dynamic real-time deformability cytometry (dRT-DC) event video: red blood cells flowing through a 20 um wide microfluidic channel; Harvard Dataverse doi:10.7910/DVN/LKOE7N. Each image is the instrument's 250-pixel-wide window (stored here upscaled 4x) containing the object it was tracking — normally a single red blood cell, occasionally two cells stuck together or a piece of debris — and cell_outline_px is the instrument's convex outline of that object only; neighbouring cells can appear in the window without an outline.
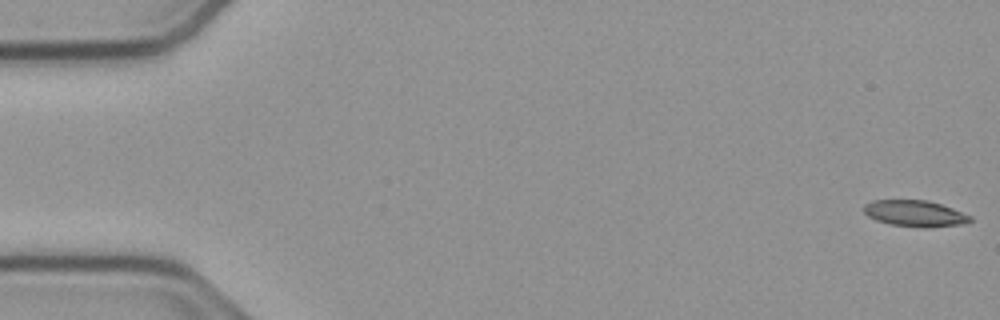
{"species": "common noctule bat (a hibernating species)", "species_latin": "Nyctalus noctula", "temperature_condition": "cold", "stored_images_in_passage": 54, "camera_frame_rate_fps": 3000, "um_per_image_px": 0.085, "animal": {"sex": "male", "body_mass_g": 23.1, "forearm_length_mm": 52.7}, "frame": {"image": 1, "passage_image": 1, "time_ms": 0.0, "image_size_px": [1000, 320], "cell_outline_px": [[972, 220], [968, 224], [928, 228], [924, 228], [892, 224], [876, 220], [868, 216], [864, 212], [864, 204], [872, 200], [924, 200], [940, 204], [952, 208], [972, 216]], "centroid_in_image_um": [77.81, 18.15], "position_along_channel_um": 7.2, "area_um2": 16.36}}
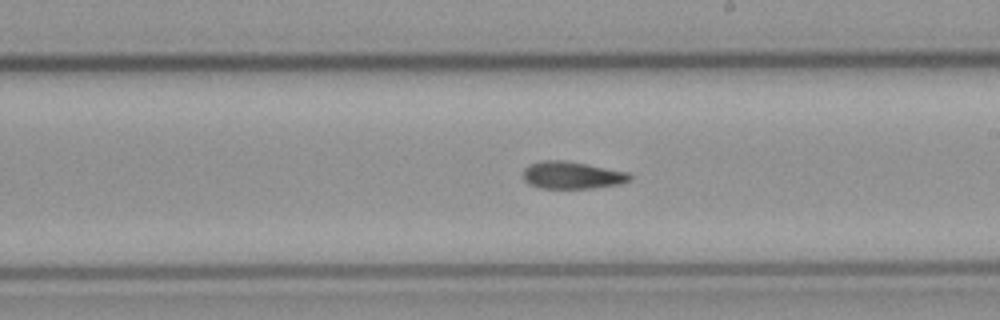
{"frame": {"image": 2, "passage_image": 31, "time_ms": 10.0, "image_size_px": [1000, 320], "cell_outline_px": [[632, 180], [620, 184], [592, 188], [540, 188], [528, 184], [524, 180], [524, 168], [532, 164], [544, 160], [564, 160], [628, 172], [632, 176]], "centroid_in_image_um": [48.64, 14.9], "position_along_channel_um": 240.4, "area_um2": 16.88}}
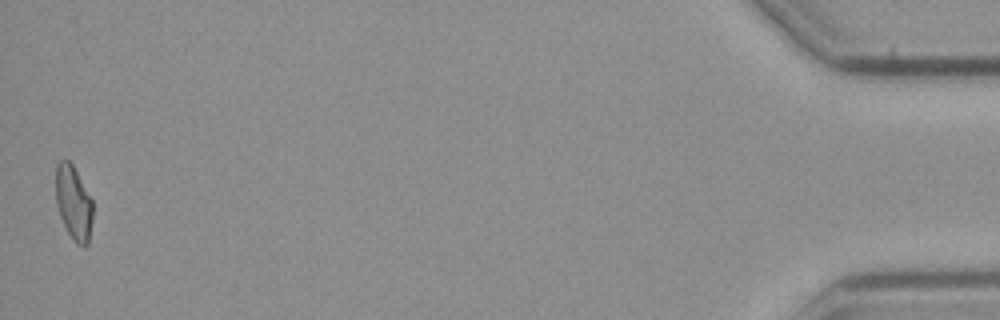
{"frame": {"image": 3, "passage_image": 54, "time_ms": 17.667, "image_size_px": [1000, 320], "cell_outline_px": [[92, 220], [88, 244], [84, 248], [76, 244], [68, 232], [60, 216], [56, 204], [56, 164], [60, 160], [68, 160], [72, 164], [92, 200]], "centroid_in_image_um": [6.25, 17.26], "position_along_channel_um": 429.0, "area_um2": 15.9}, "authors_computed_cell_mechanics": {"area_um2": 16.8487, "velocity_mm_per_s": 3.7818, "shape_relaxation_time_tau1_ms": null, "shape_relaxation_time_tau2_ms": 5.7127, "deformation_change_tau1": null, "deformation_change_tau2": 0.1195}}